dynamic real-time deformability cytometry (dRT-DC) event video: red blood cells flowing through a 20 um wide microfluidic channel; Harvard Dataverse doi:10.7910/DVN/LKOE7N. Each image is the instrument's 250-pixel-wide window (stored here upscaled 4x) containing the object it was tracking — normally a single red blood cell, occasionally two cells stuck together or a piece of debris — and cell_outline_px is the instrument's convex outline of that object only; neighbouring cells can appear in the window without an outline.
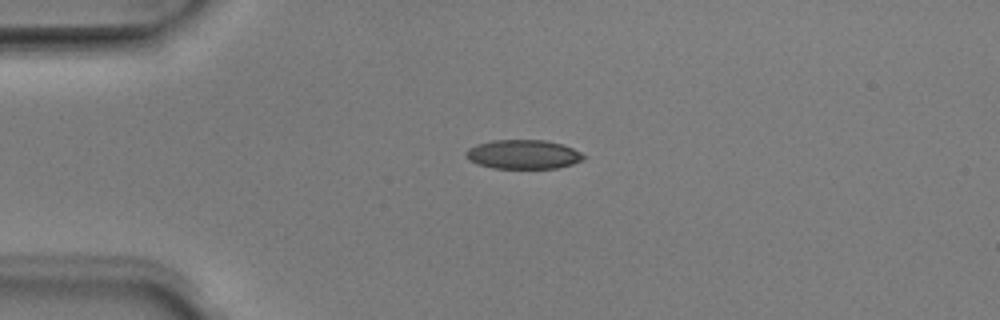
{"species": "Egyptian fruit bat (a non-hibernating species)", "species_latin": "Rousettus aegyptiacus", "temperature_condition": "room temperature", "stored_images_in_passage": 6, "camera_frame_rate_fps": 3000, "um_per_image_px": 0.085, "animal": {"sex": "male"}, "frame": {"image": 1, "passage_image": 2, "time_ms": 0.333, "image_size_px": [1000, 320], "cell_outline_px": [[588, 156], [572, 164], [556, 168], [492, 168], [476, 164], [468, 160], [464, 152], [468, 148], [476, 144], [492, 140], [544, 140], [564, 144]], "centroid_in_image_um": [44.44, 13.12], "position_along_channel_um": 40.6, "area_um2": 20.11}}
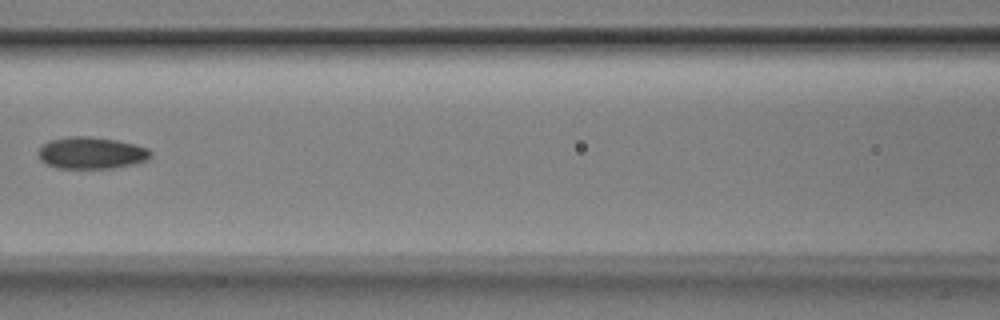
{"frame": {"image": 2, "passage_image": 5, "time_ms": 1.333, "image_size_px": [1000, 320], "cell_outline_px": [[152, 156], [148, 160], [136, 164], [112, 168], [56, 168], [40, 160], [36, 152], [48, 140], [68, 136], [88, 136], [116, 140], [136, 144], [148, 148], [152, 152]], "centroid_in_image_um": [7.78, 13.0], "position_along_channel_um": 158.8, "area_um2": 21.15}}
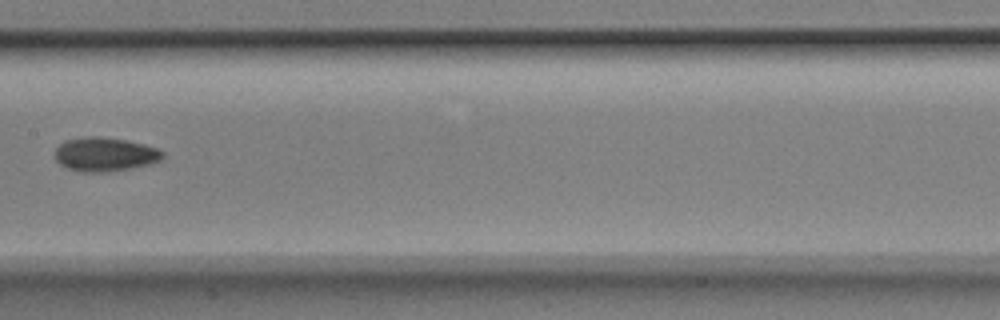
{"frame": {"image": 3, "passage_image": 6, "time_ms": 1.667, "image_size_px": [1000, 320], "cell_outline_px": [[164, 156], [160, 160], [152, 164], [132, 168], [108, 172], [80, 172], [68, 168], [60, 164], [56, 160], [56, 148], [64, 140], [80, 136], [100, 136], [124, 140], [144, 144], [156, 148], [164, 152]], "centroid_in_image_um": [8.91, 13.12], "position_along_channel_um": 198.5, "area_um2": 21.5}}